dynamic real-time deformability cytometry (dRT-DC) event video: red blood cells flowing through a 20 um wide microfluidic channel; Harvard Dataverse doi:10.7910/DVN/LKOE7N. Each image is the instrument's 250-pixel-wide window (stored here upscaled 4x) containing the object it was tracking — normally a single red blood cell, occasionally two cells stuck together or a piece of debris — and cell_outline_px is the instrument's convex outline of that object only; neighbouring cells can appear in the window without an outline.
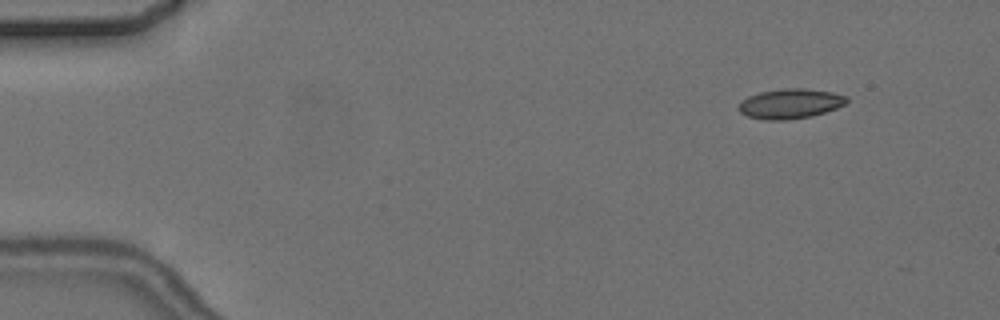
{"species": "common noctule bat (a hibernating species)", "species_latin": "Nyctalus noctula", "temperature_condition": "cold", "stored_images_in_passage": 4, "camera_frame_rate_fps": 3000, "um_per_image_px": 0.085, "animal": {"sex": "female", "body_mass_g": 24.6, "forearm_length_mm": 56.2}, "frame": {"image": 1, "passage_image": 1, "time_ms": 0.0, "image_size_px": [1000, 320], "cell_outline_px": [[848, 100], [844, 104], [836, 108], [812, 116], [784, 120], [764, 120], [748, 116], [740, 112], [736, 108], [748, 96], [760, 92], [784, 88], [804, 88], [832, 92], [848, 96]], "centroid_in_image_um": [67.17, 8.81], "position_along_channel_um": 17.8, "area_um2": 18.73}}
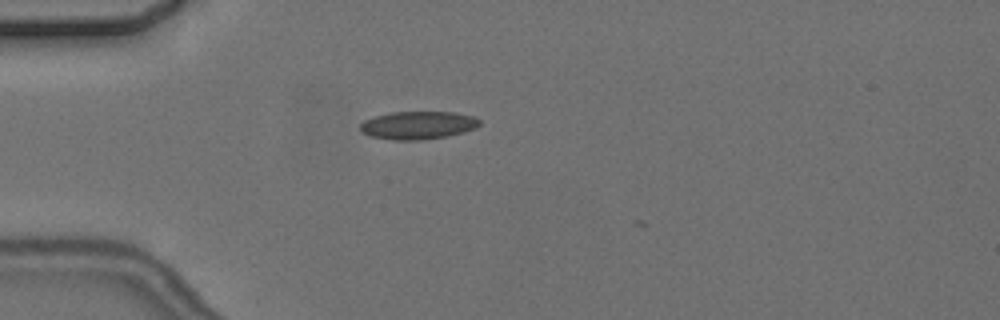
{"frame": {"image": 2, "passage_image": 4, "time_ms": 3.333, "image_size_px": [1000, 320], "cell_outline_px": [[480, 124], [476, 128], [464, 132], [448, 136], [424, 140], [392, 140], [372, 136], [360, 132], [360, 124], [364, 120], [376, 116], [392, 112], [456, 112], [476, 116], [480, 120]], "centroid_in_image_um": [35.56, 10.64], "position_along_channel_um": 49.4, "area_um2": 19.65}}